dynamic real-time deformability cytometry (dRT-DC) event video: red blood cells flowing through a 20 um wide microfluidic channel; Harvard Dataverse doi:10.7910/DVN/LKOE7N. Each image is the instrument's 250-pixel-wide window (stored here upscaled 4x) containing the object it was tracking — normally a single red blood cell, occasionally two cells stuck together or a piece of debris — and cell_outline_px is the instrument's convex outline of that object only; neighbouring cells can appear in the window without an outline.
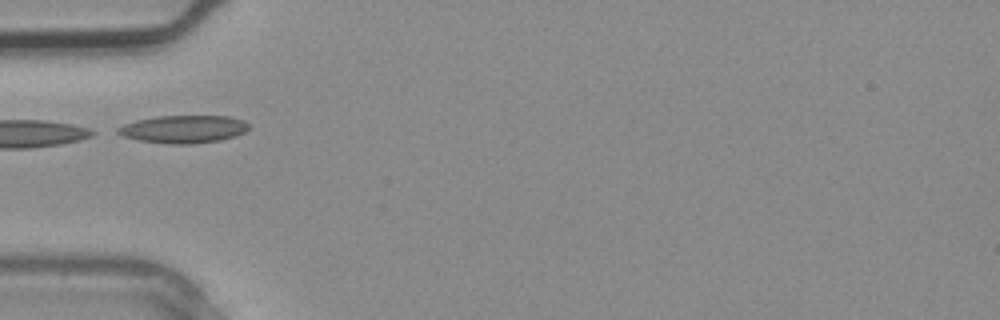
{"species": "common noctule bat (a hibernating species)", "species_latin": "Nyctalus noctula", "temperature_condition": "warm", "stored_images_in_passage": 2, "camera_frame_rate_fps": 3000, "um_per_image_px": 0.085, "animal": {"sex": "male", "body_mass_g": 20.4}, "frame": {"image": 1, "passage_image": 2, "time_ms": 0.333, "image_size_px": [1000, 320], "cell_outline_px": [[248, 128], [244, 132], [236, 136], [220, 140], [192, 144], [172, 144], [140, 140], [124, 136], [116, 132], [116, 128], [124, 124], [136, 120], [156, 116], [228, 116], [244, 120], [248, 124]], "centroid_in_image_um": [15.6, 10.97], "position_along_channel_um": 69.4, "area_um2": 21.1}}